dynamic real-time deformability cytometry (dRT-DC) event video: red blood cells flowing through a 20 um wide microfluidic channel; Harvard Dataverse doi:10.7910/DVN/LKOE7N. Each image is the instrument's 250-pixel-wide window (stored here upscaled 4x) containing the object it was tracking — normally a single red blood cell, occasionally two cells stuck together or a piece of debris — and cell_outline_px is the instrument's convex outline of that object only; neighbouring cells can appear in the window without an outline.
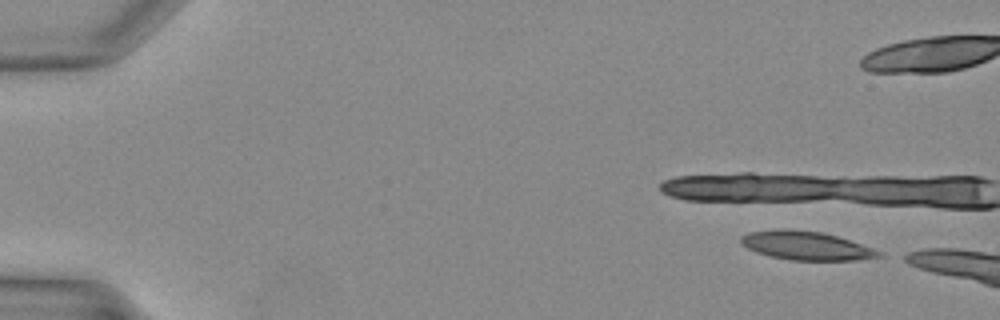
{"species": "Egyptian fruit bat (a non-hibernating species)", "species_latin": "Rousettus aegyptiacus", "temperature_condition": "warm", "stored_images_in_passage": 7, "camera_frame_rate_fps": 3000, "um_per_image_px": 0.085, "animal": {"sex": "female"}, "frame": {"image": 1, "passage_image": 1, "time_ms": 0.0, "image_size_px": [1000, 320], "cell_outline_px": [[884, 256], [860, 260], [788, 260], [756, 252], [740, 244], [740, 236], [748, 232], [820, 232], [836, 236], [884, 252]], "centroid_in_image_um": [68.6, 20.94], "position_along_channel_um": 16.4, "area_um2": 21.96}}